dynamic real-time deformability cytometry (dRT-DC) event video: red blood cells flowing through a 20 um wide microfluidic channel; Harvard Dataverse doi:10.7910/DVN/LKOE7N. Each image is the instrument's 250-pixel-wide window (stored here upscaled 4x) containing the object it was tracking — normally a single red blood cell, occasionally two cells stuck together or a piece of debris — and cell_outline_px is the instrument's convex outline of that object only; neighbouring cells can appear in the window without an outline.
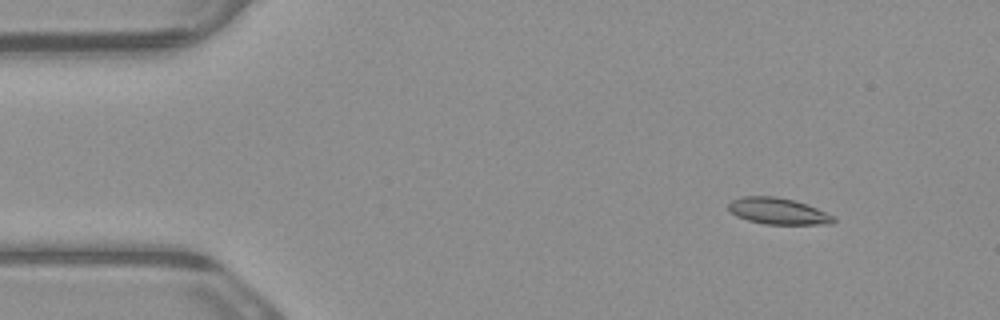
{"species": "common noctule bat (a hibernating species)", "species_latin": "Nyctalus noctula", "temperature_condition": "warm", "stored_images_in_passage": 5, "camera_frame_rate_fps": 3000, "um_per_image_px": 0.085, "animal": {"sex": "male", "body_mass_g": 23.1, "forearm_length_mm": 52.7}, "frame": {"image": 1, "passage_image": 2, "time_ms": 0.333, "image_size_px": [1000, 320], "cell_outline_px": [[836, 220], [832, 224], [764, 224], [748, 220], [736, 216], [728, 208], [728, 204], [732, 200], [744, 196], [776, 196], [796, 200], [808, 204], [836, 216]], "centroid_in_image_um": [66.18, 17.94], "position_along_channel_um": 18.8, "area_um2": 16.36}}
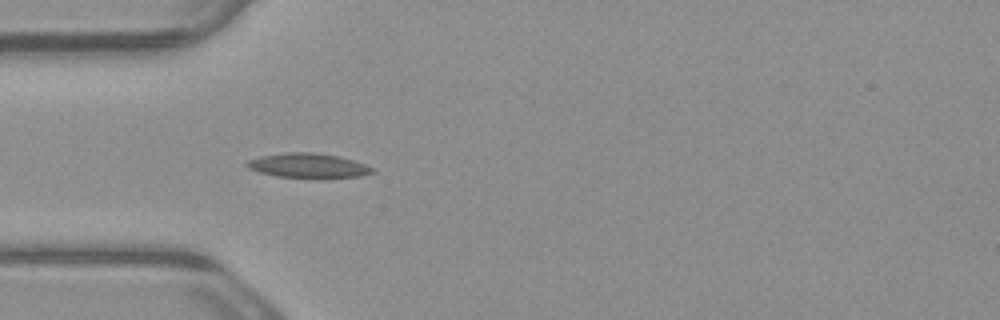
{"frame": {"image": 2, "passage_image": 5, "time_ms": 1.333, "image_size_px": [1000, 320], "cell_outline_px": [[376, 172], [360, 176], [276, 176], [260, 172], [248, 168], [244, 164], [248, 160], [260, 156], [288, 152], [312, 152], [336, 156], [352, 160], [364, 164], [372, 168]], "centroid_in_image_um": [26.13, 14.04], "position_along_channel_um": 58.9, "area_um2": 17.17}}